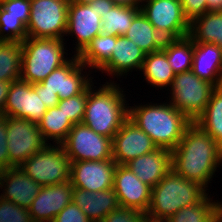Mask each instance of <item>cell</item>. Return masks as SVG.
I'll return each mask as SVG.
<instances>
[{"mask_svg": "<svg viewBox=\"0 0 222 222\" xmlns=\"http://www.w3.org/2000/svg\"><path fill=\"white\" fill-rule=\"evenodd\" d=\"M64 40L27 37L22 41L20 79L30 84L42 82L53 70L63 66L66 58Z\"/></svg>", "mask_w": 222, "mask_h": 222, "instance_id": "5b68a950", "label": "cell"}, {"mask_svg": "<svg viewBox=\"0 0 222 222\" xmlns=\"http://www.w3.org/2000/svg\"><path fill=\"white\" fill-rule=\"evenodd\" d=\"M141 222H168V220L152 217L147 213L142 214Z\"/></svg>", "mask_w": 222, "mask_h": 222, "instance_id": "7dc6e473", "label": "cell"}, {"mask_svg": "<svg viewBox=\"0 0 222 222\" xmlns=\"http://www.w3.org/2000/svg\"><path fill=\"white\" fill-rule=\"evenodd\" d=\"M207 12H222V0H207Z\"/></svg>", "mask_w": 222, "mask_h": 222, "instance_id": "bcb514c9", "label": "cell"}, {"mask_svg": "<svg viewBox=\"0 0 222 222\" xmlns=\"http://www.w3.org/2000/svg\"><path fill=\"white\" fill-rule=\"evenodd\" d=\"M61 145L71 162L113 159L112 139L97 134L83 123L74 124Z\"/></svg>", "mask_w": 222, "mask_h": 222, "instance_id": "30bf717a", "label": "cell"}, {"mask_svg": "<svg viewBox=\"0 0 222 222\" xmlns=\"http://www.w3.org/2000/svg\"><path fill=\"white\" fill-rule=\"evenodd\" d=\"M14 168L9 161V151L7 147V116L0 115V170Z\"/></svg>", "mask_w": 222, "mask_h": 222, "instance_id": "ab89813d", "label": "cell"}, {"mask_svg": "<svg viewBox=\"0 0 222 222\" xmlns=\"http://www.w3.org/2000/svg\"><path fill=\"white\" fill-rule=\"evenodd\" d=\"M146 82L154 87L166 88L172 85L175 73L168 63L166 53L161 49L145 56L141 70Z\"/></svg>", "mask_w": 222, "mask_h": 222, "instance_id": "d4e9b609", "label": "cell"}, {"mask_svg": "<svg viewBox=\"0 0 222 222\" xmlns=\"http://www.w3.org/2000/svg\"><path fill=\"white\" fill-rule=\"evenodd\" d=\"M195 123L222 147V86L212 91L204 113Z\"/></svg>", "mask_w": 222, "mask_h": 222, "instance_id": "4dcf8cb0", "label": "cell"}, {"mask_svg": "<svg viewBox=\"0 0 222 222\" xmlns=\"http://www.w3.org/2000/svg\"><path fill=\"white\" fill-rule=\"evenodd\" d=\"M139 11L138 7L115 5L101 17V33L113 36L124 35Z\"/></svg>", "mask_w": 222, "mask_h": 222, "instance_id": "d6a6232c", "label": "cell"}, {"mask_svg": "<svg viewBox=\"0 0 222 222\" xmlns=\"http://www.w3.org/2000/svg\"><path fill=\"white\" fill-rule=\"evenodd\" d=\"M134 106H129V119L143 130L158 148L173 151L186 128L192 123L169 102Z\"/></svg>", "mask_w": 222, "mask_h": 222, "instance_id": "7a4b0ae2", "label": "cell"}, {"mask_svg": "<svg viewBox=\"0 0 222 222\" xmlns=\"http://www.w3.org/2000/svg\"><path fill=\"white\" fill-rule=\"evenodd\" d=\"M201 184L185 179L172 169L151 189L147 214L168 220L187 206L200 203L207 195Z\"/></svg>", "mask_w": 222, "mask_h": 222, "instance_id": "277c9868", "label": "cell"}, {"mask_svg": "<svg viewBox=\"0 0 222 222\" xmlns=\"http://www.w3.org/2000/svg\"><path fill=\"white\" fill-rule=\"evenodd\" d=\"M162 50L175 74L190 71L194 54V40L188 35L164 40Z\"/></svg>", "mask_w": 222, "mask_h": 222, "instance_id": "83f0119b", "label": "cell"}, {"mask_svg": "<svg viewBox=\"0 0 222 222\" xmlns=\"http://www.w3.org/2000/svg\"><path fill=\"white\" fill-rule=\"evenodd\" d=\"M115 5L141 8L143 0H111ZM141 3V4H140Z\"/></svg>", "mask_w": 222, "mask_h": 222, "instance_id": "f6af8a7d", "label": "cell"}, {"mask_svg": "<svg viewBox=\"0 0 222 222\" xmlns=\"http://www.w3.org/2000/svg\"><path fill=\"white\" fill-rule=\"evenodd\" d=\"M101 22V16L95 6L69 1L65 35L76 36L75 55H78L95 36L101 33Z\"/></svg>", "mask_w": 222, "mask_h": 222, "instance_id": "e0dca14e", "label": "cell"}, {"mask_svg": "<svg viewBox=\"0 0 222 222\" xmlns=\"http://www.w3.org/2000/svg\"><path fill=\"white\" fill-rule=\"evenodd\" d=\"M117 36L100 33L77 55L90 69L100 70L111 58Z\"/></svg>", "mask_w": 222, "mask_h": 222, "instance_id": "484cf974", "label": "cell"}, {"mask_svg": "<svg viewBox=\"0 0 222 222\" xmlns=\"http://www.w3.org/2000/svg\"><path fill=\"white\" fill-rule=\"evenodd\" d=\"M222 217V202L206 196L200 203L183 207L168 222H217Z\"/></svg>", "mask_w": 222, "mask_h": 222, "instance_id": "f1b7e54d", "label": "cell"}, {"mask_svg": "<svg viewBox=\"0 0 222 222\" xmlns=\"http://www.w3.org/2000/svg\"><path fill=\"white\" fill-rule=\"evenodd\" d=\"M181 5L189 23L207 12V0H181Z\"/></svg>", "mask_w": 222, "mask_h": 222, "instance_id": "60d3db41", "label": "cell"}, {"mask_svg": "<svg viewBox=\"0 0 222 222\" xmlns=\"http://www.w3.org/2000/svg\"><path fill=\"white\" fill-rule=\"evenodd\" d=\"M72 202L75 203L92 222H101L105 216L119 207L113 188L89 192L73 188Z\"/></svg>", "mask_w": 222, "mask_h": 222, "instance_id": "603a6c76", "label": "cell"}, {"mask_svg": "<svg viewBox=\"0 0 222 222\" xmlns=\"http://www.w3.org/2000/svg\"><path fill=\"white\" fill-rule=\"evenodd\" d=\"M47 143L37 124L24 118L7 116V147L9 161L19 167Z\"/></svg>", "mask_w": 222, "mask_h": 222, "instance_id": "8fae6325", "label": "cell"}, {"mask_svg": "<svg viewBox=\"0 0 222 222\" xmlns=\"http://www.w3.org/2000/svg\"><path fill=\"white\" fill-rule=\"evenodd\" d=\"M127 167L145 184L153 188L172 169L171 151L164 148L139 156Z\"/></svg>", "mask_w": 222, "mask_h": 222, "instance_id": "ffe728a7", "label": "cell"}, {"mask_svg": "<svg viewBox=\"0 0 222 222\" xmlns=\"http://www.w3.org/2000/svg\"><path fill=\"white\" fill-rule=\"evenodd\" d=\"M191 71L215 87L222 86V48L216 44L194 42Z\"/></svg>", "mask_w": 222, "mask_h": 222, "instance_id": "7402d4cb", "label": "cell"}, {"mask_svg": "<svg viewBox=\"0 0 222 222\" xmlns=\"http://www.w3.org/2000/svg\"><path fill=\"white\" fill-rule=\"evenodd\" d=\"M22 43L0 41V81L13 82L21 76Z\"/></svg>", "mask_w": 222, "mask_h": 222, "instance_id": "1f68e13d", "label": "cell"}, {"mask_svg": "<svg viewBox=\"0 0 222 222\" xmlns=\"http://www.w3.org/2000/svg\"><path fill=\"white\" fill-rule=\"evenodd\" d=\"M0 188L3 189L1 198L29 209L41 186L19 167H14L0 172Z\"/></svg>", "mask_w": 222, "mask_h": 222, "instance_id": "d6986e66", "label": "cell"}, {"mask_svg": "<svg viewBox=\"0 0 222 222\" xmlns=\"http://www.w3.org/2000/svg\"><path fill=\"white\" fill-rule=\"evenodd\" d=\"M90 4L91 6H95L98 14H100L101 17L115 6L111 0H95Z\"/></svg>", "mask_w": 222, "mask_h": 222, "instance_id": "7bdbcfd3", "label": "cell"}, {"mask_svg": "<svg viewBox=\"0 0 222 222\" xmlns=\"http://www.w3.org/2000/svg\"><path fill=\"white\" fill-rule=\"evenodd\" d=\"M52 222H92L73 202L64 207Z\"/></svg>", "mask_w": 222, "mask_h": 222, "instance_id": "f35d334b", "label": "cell"}, {"mask_svg": "<svg viewBox=\"0 0 222 222\" xmlns=\"http://www.w3.org/2000/svg\"><path fill=\"white\" fill-rule=\"evenodd\" d=\"M189 36L198 43L216 44L222 48V12H206L190 23Z\"/></svg>", "mask_w": 222, "mask_h": 222, "instance_id": "4316f807", "label": "cell"}, {"mask_svg": "<svg viewBox=\"0 0 222 222\" xmlns=\"http://www.w3.org/2000/svg\"><path fill=\"white\" fill-rule=\"evenodd\" d=\"M93 86L92 83V87L87 89L82 123L97 134L112 139L129 118V104H125L127 98L114 81L106 82L98 90H94Z\"/></svg>", "mask_w": 222, "mask_h": 222, "instance_id": "3957f363", "label": "cell"}, {"mask_svg": "<svg viewBox=\"0 0 222 222\" xmlns=\"http://www.w3.org/2000/svg\"><path fill=\"white\" fill-rule=\"evenodd\" d=\"M37 125L44 141L48 144V140L54 139L56 145L62 144L66 140L73 127V123L66 119L65 114L58 106L48 108Z\"/></svg>", "mask_w": 222, "mask_h": 222, "instance_id": "f546056e", "label": "cell"}, {"mask_svg": "<svg viewBox=\"0 0 222 222\" xmlns=\"http://www.w3.org/2000/svg\"><path fill=\"white\" fill-rule=\"evenodd\" d=\"M143 212L119 206L108 213L101 222H141Z\"/></svg>", "mask_w": 222, "mask_h": 222, "instance_id": "74e56055", "label": "cell"}, {"mask_svg": "<svg viewBox=\"0 0 222 222\" xmlns=\"http://www.w3.org/2000/svg\"><path fill=\"white\" fill-rule=\"evenodd\" d=\"M117 163L113 159L71 162L70 183L73 188L98 192L113 188Z\"/></svg>", "mask_w": 222, "mask_h": 222, "instance_id": "4fadbf2b", "label": "cell"}, {"mask_svg": "<svg viewBox=\"0 0 222 222\" xmlns=\"http://www.w3.org/2000/svg\"><path fill=\"white\" fill-rule=\"evenodd\" d=\"M0 222H33L27 208L0 197Z\"/></svg>", "mask_w": 222, "mask_h": 222, "instance_id": "d590c367", "label": "cell"}, {"mask_svg": "<svg viewBox=\"0 0 222 222\" xmlns=\"http://www.w3.org/2000/svg\"><path fill=\"white\" fill-rule=\"evenodd\" d=\"M157 148L153 140L129 118L112 138V156L117 165H126Z\"/></svg>", "mask_w": 222, "mask_h": 222, "instance_id": "9a60e30c", "label": "cell"}, {"mask_svg": "<svg viewBox=\"0 0 222 222\" xmlns=\"http://www.w3.org/2000/svg\"><path fill=\"white\" fill-rule=\"evenodd\" d=\"M86 102L87 90L82 94H77L70 98L59 100L57 106L63 111L66 119H69L74 125L83 122Z\"/></svg>", "mask_w": 222, "mask_h": 222, "instance_id": "e575fe53", "label": "cell"}, {"mask_svg": "<svg viewBox=\"0 0 222 222\" xmlns=\"http://www.w3.org/2000/svg\"><path fill=\"white\" fill-rule=\"evenodd\" d=\"M3 2H4V0H0V6L2 5Z\"/></svg>", "mask_w": 222, "mask_h": 222, "instance_id": "681fc988", "label": "cell"}, {"mask_svg": "<svg viewBox=\"0 0 222 222\" xmlns=\"http://www.w3.org/2000/svg\"><path fill=\"white\" fill-rule=\"evenodd\" d=\"M169 103L195 122L205 111L212 91L216 88L200 79L191 70L175 74Z\"/></svg>", "mask_w": 222, "mask_h": 222, "instance_id": "52a82bcc", "label": "cell"}, {"mask_svg": "<svg viewBox=\"0 0 222 222\" xmlns=\"http://www.w3.org/2000/svg\"><path fill=\"white\" fill-rule=\"evenodd\" d=\"M146 53L139 48L134 42L124 35L117 36L114 51L110 60L100 69L108 75L119 76L127 75L130 70L142 68ZM126 73V74H125Z\"/></svg>", "mask_w": 222, "mask_h": 222, "instance_id": "44dd1931", "label": "cell"}, {"mask_svg": "<svg viewBox=\"0 0 222 222\" xmlns=\"http://www.w3.org/2000/svg\"><path fill=\"white\" fill-rule=\"evenodd\" d=\"M140 10L165 40L182 38L190 33L181 0H143Z\"/></svg>", "mask_w": 222, "mask_h": 222, "instance_id": "9c48e42d", "label": "cell"}, {"mask_svg": "<svg viewBox=\"0 0 222 222\" xmlns=\"http://www.w3.org/2000/svg\"><path fill=\"white\" fill-rule=\"evenodd\" d=\"M33 88L36 90L38 96L41 97L42 102L45 103L47 108H51L58 105V95L51 92L50 90H44V86L41 83L33 84Z\"/></svg>", "mask_w": 222, "mask_h": 222, "instance_id": "b9f144b4", "label": "cell"}, {"mask_svg": "<svg viewBox=\"0 0 222 222\" xmlns=\"http://www.w3.org/2000/svg\"><path fill=\"white\" fill-rule=\"evenodd\" d=\"M19 168L40 186L70 181L71 160L61 144H46Z\"/></svg>", "mask_w": 222, "mask_h": 222, "instance_id": "8992f818", "label": "cell"}, {"mask_svg": "<svg viewBox=\"0 0 222 222\" xmlns=\"http://www.w3.org/2000/svg\"><path fill=\"white\" fill-rule=\"evenodd\" d=\"M10 84L11 82L0 81V115L3 114Z\"/></svg>", "mask_w": 222, "mask_h": 222, "instance_id": "ee69618b", "label": "cell"}, {"mask_svg": "<svg viewBox=\"0 0 222 222\" xmlns=\"http://www.w3.org/2000/svg\"><path fill=\"white\" fill-rule=\"evenodd\" d=\"M83 69H86V66L80 62L77 55H73L66 64L53 70L40 83L44 90H50L58 95L59 100H64L82 94L92 86L91 76L83 74Z\"/></svg>", "mask_w": 222, "mask_h": 222, "instance_id": "7c38bea8", "label": "cell"}, {"mask_svg": "<svg viewBox=\"0 0 222 222\" xmlns=\"http://www.w3.org/2000/svg\"><path fill=\"white\" fill-rule=\"evenodd\" d=\"M26 38V25L19 17L5 16V10L0 6V41L22 42Z\"/></svg>", "mask_w": 222, "mask_h": 222, "instance_id": "836d02e7", "label": "cell"}, {"mask_svg": "<svg viewBox=\"0 0 222 222\" xmlns=\"http://www.w3.org/2000/svg\"><path fill=\"white\" fill-rule=\"evenodd\" d=\"M76 3H82V4H90L92 2H94L95 0H70Z\"/></svg>", "mask_w": 222, "mask_h": 222, "instance_id": "c3c4849f", "label": "cell"}, {"mask_svg": "<svg viewBox=\"0 0 222 222\" xmlns=\"http://www.w3.org/2000/svg\"><path fill=\"white\" fill-rule=\"evenodd\" d=\"M113 189L119 206L147 213L151 201V187L143 183L126 165H117Z\"/></svg>", "mask_w": 222, "mask_h": 222, "instance_id": "2e32d148", "label": "cell"}, {"mask_svg": "<svg viewBox=\"0 0 222 222\" xmlns=\"http://www.w3.org/2000/svg\"><path fill=\"white\" fill-rule=\"evenodd\" d=\"M1 7L5 16L19 17L27 25L30 17V0H4Z\"/></svg>", "mask_w": 222, "mask_h": 222, "instance_id": "8d00e7d4", "label": "cell"}, {"mask_svg": "<svg viewBox=\"0 0 222 222\" xmlns=\"http://www.w3.org/2000/svg\"><path fill=\"white\" fill-rule=\"evenodd\" d=\"M70 0H31L27 37L64 40Z\"/></svg>", "mask_w": 222, "mask_h": 222, "instance_id": "ba28073f", "label": "cell"}, {"mask_svg": "<svg viewBox=\"0 0 222 222\" xmlns=\"http://www.w3.org/2000/svg\"><path fill=\"white\" fill-rule=\"evenodd\" d=\"M73 187L70 181L41 186L32 201L29 213L33 222H52L56 215L72 202Z\"/></svg>", "mask_w": 222, "mask_h": 222, "instance_id": "ac0fdd59", "label": "cell"}, {"mask_svg": "<svg viewBox=\"0 0 222 222\" xmlns=\"http://www.w3.org/2000/svg\"><path fill=\"white\" fill-rule=\"evenodd\" d=\"M47 109L33 84L21 79L11 82L3 115L24 118L38 124Z\"/></svg>", "mask_w": 222, "mask_h": 222, "instance_id": "5bb4252c", "label": "cell"}, {"mask_svg": "<svg viewBox=\"0 0 222 222\" xmlns=\"http://www.w3.org/2000/svg\"><path fill=\"white\" fill-rule=\"evenodd\" d=\"M221 163L222 147L195 122L186 128L179 144L171 151L172 170L206 189Z\"/></svg>", "mask_w": 222, "mask_h": 222, "instance_id": "6da1fadb", "label": "cell"}, {"mask_svg": "<svg viewBox=\"0 0 222 222\" xmlns=\"http://www.w3.org/2000/svg\"><path fill=\"white\" fill-rule=\"evenodd\" d=\"M124 36L134 42L146 54L161 50L165 40L141 10L135 15Z\"/></svg>", "mask_w": 222, "mask_h": 222, "instance_id": "cb8c5ba5", "label": "cell"}]
</instances>
